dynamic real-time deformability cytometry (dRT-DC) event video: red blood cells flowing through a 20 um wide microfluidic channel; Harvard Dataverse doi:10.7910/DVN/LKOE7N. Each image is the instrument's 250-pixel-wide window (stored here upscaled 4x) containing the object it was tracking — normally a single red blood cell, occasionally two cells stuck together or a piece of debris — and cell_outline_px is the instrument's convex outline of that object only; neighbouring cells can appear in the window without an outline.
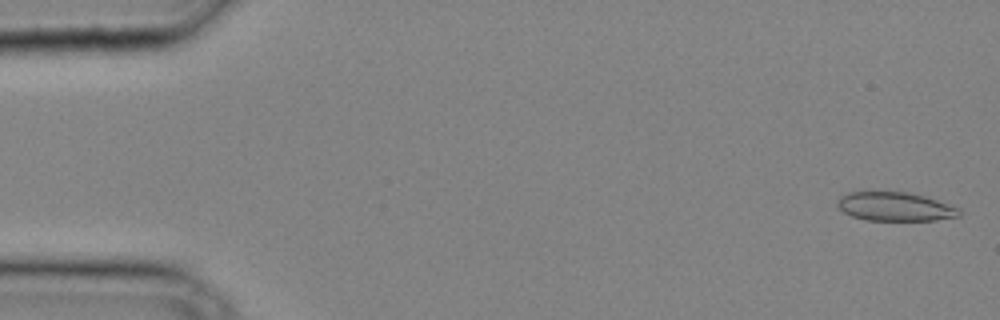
{"species": "common noctule bat (a hibernating species)", "species_latin": "Nyctalus noctula", "temperature_condition": "cold", "stored_images_in_passage": 35, "camera_frame_rate_fps": 3000, "um_per_image_px": 0.085, "animal": {"sex": "male", "body_mass_g": 20.4}, "frame": {"image": 1, "passage_image": 1, "time_ms": 0.0, "image_size_px": [1000, 320], "cell_outline_px": [[960, 216], [936, 220], [868, 220], [852, 216], [844, 212], [836, 204], [836, 200], [840, 196], [848, 192], [908, 192], [924, 196], [960, 208]], "centroid_in_image_um": [76.07, 17.56], "position_along_channel_um": 8.9, "area_um2": 20.35}}
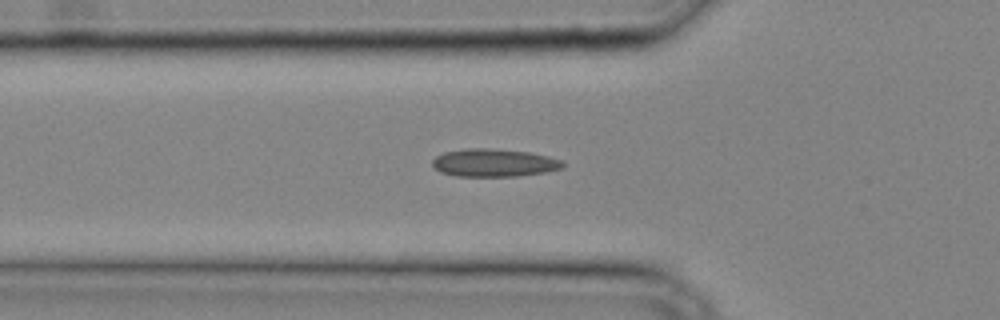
{"frame": {"image": 2, "passage_image": 12, "time_ms": 3.667, "image_size_px": [1000, 320], "cell_outline_px": [[564, 168], [548, 172], [516, 176], [456, 176], [440, 172], [432, 164], [432, 160], [436, 156], [444, 152], [468, 148], [488, 148], [528, 152], [548, 156], [564, 160]], "centroid_in_image_um": [42.03, 13.84], "position_along_channel_um": 83.8, "area_um2": 21.27}}
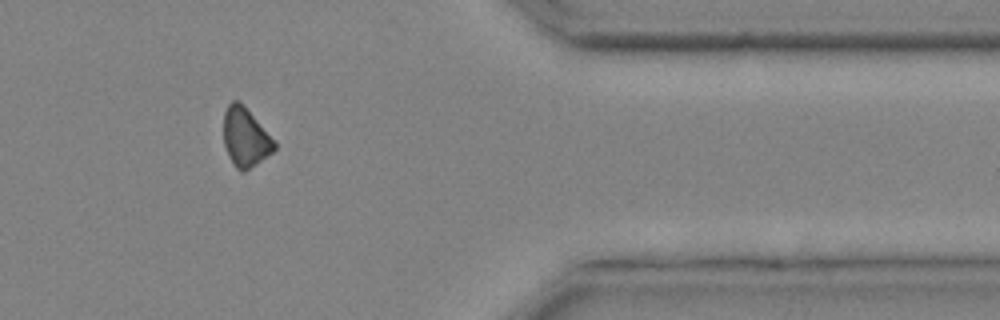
{"frame": {"image": 3, "passage_image": 30, "time_ms": 9.667, "image_size_px": [1000, 320], "cell_outline_px": [[276, 148], [272, 152], [256, 164], [244, 172], [240, 172], [232, 164], [228, 156], [224, 144], [224, 112], [228, 104], [232, 100], [240, 100], [276, 140]], "centroid_in_image_um": [20.86, 11.65], "position_along_channel_um": 390.5, "area_um2": 17.74}}